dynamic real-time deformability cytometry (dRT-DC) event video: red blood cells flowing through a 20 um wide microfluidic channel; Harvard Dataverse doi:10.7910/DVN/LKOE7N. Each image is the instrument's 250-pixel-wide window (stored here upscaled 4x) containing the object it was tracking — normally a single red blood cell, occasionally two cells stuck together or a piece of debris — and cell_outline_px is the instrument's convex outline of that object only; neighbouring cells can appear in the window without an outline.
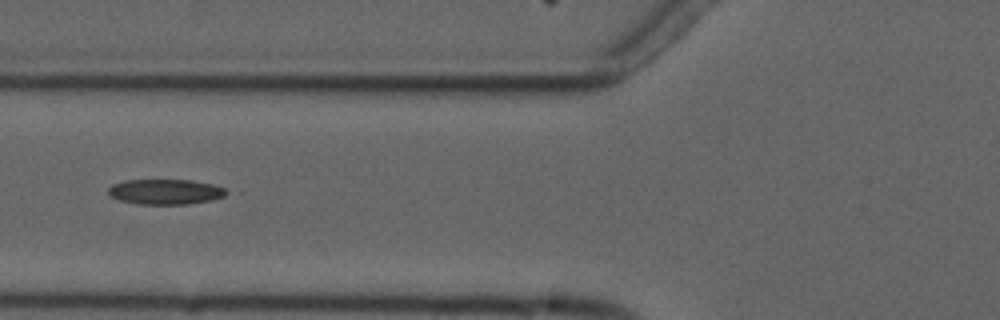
{"species": "common noctule bat (a hibernating species)", "species_latin": "Nyctalus noctula", "temperature_condition": "cold", "stored_images_in_passage": 7, "camera_frame_rate_fps": 3000, "um_per_image_px": 0.085, "animal": {"sex": "male", "forearm_length_mm": 52.5}, "frame": {"image": 1, "passage_image": 5, "time_ms": 4.667, "image_size_px": [1000, 320], "cell_outline_px": [[232, 192], [224, 196], [212, 200], [188, 204], [140, 204], [120, 200], [112, 196], [108, 192], [108, 188], [112, 184], [124, 180], [192, 180], [212, 184], [224, 188]], "centroid_in_image_um": [14.1, 16.29], "position_along_channel_um": 111.7, "area_um2": 17.4}}
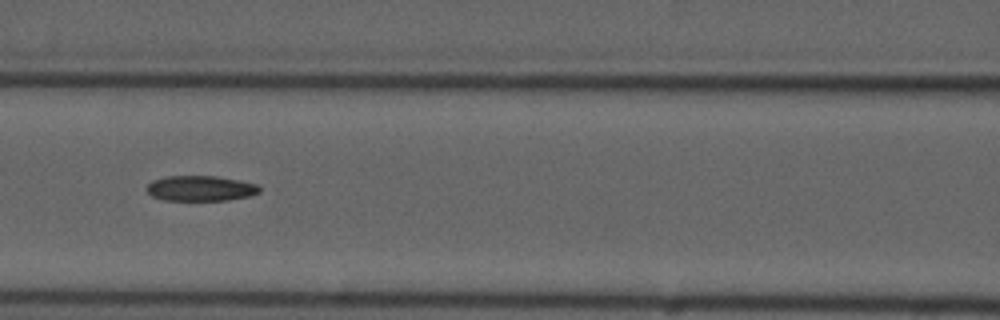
{"frame": {"image": 2, "passage_image": 6, "time_ms": 5.667, "image_size_px": [1000, 320], "cell_outline_px": [[260, 192], [248, 196], [228, 200], [164, 200], [152, 196], [148, 192], [148, 184], [152, 180], [168, 176], [216, 176], [256, 184], [260, 188]], "centroid_in_image_um": [17.03, 16.01], "position_along_channel_um": 149.6, "area_um2": 16.42}}
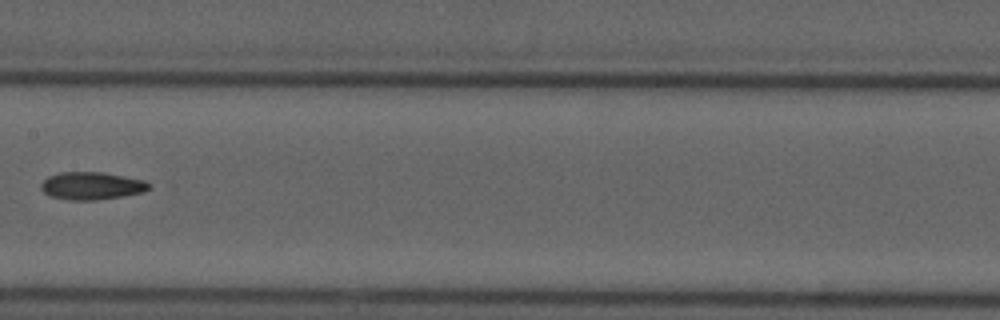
{"frame": {"image": 3, "passage_image": 7, "time_ms": 7.0, "image_size_px": [1000, 320], "cell_outline_px": [[152, 188], [140, 192], [120, 196], [96, 200], [72, 200], [48, 196], [40, 188], [40, 184], [48, 176], [60, 172], [104, 172], [144, 180], [152, 184]], "centroid_in_image_um": [7.77, 15.78], "position_along_channel_um": 199.6, "area_um2": 17.4}}